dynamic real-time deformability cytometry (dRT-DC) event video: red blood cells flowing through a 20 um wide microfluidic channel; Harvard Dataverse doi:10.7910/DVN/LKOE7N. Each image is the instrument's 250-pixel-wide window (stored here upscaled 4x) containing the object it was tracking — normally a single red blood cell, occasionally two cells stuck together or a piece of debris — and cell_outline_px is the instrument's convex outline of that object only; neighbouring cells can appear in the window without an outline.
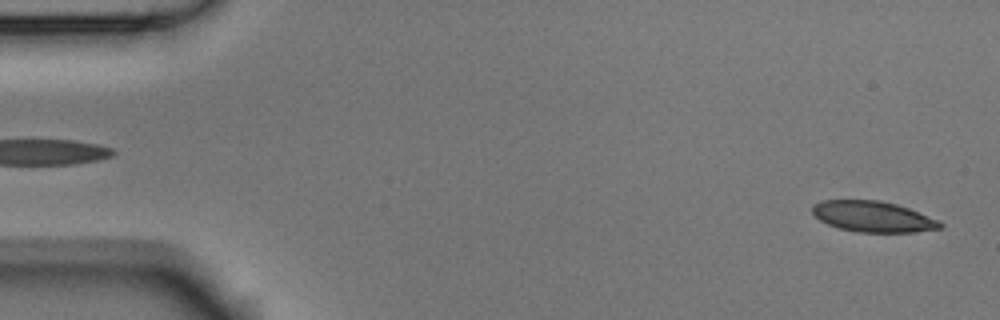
{"species": "Egyptian fruit bat (a non-hibernating species)", "species_latin": "Rousettus aegyptiacus", "temperature_condition": "room temperature", "stored_images_in_passage": 5, "segment_of_instrument_passage": [2, 2], "camera_frame_rate_fps": 3000, "um_per_image_px": 0.085, "animal": {"sex": "male"}, "frame": {"image": 1, "passage_image": 5, "time_ms": 1.333, "image_size_px": [1000, 320], "cell_outline_px": [[944, 228], [912, 232], [856, 232], [840, 228], [828, 224], [820, 220], [812, 212], [812, 204], [824, 200], [880, 200], [896, 204], [908, 208], [940, 220], [944, 224]], "centroid_in_image_um": [74.23, 18.41], "position_along_channel_um": 10.8, "area_um2": 23.0}}